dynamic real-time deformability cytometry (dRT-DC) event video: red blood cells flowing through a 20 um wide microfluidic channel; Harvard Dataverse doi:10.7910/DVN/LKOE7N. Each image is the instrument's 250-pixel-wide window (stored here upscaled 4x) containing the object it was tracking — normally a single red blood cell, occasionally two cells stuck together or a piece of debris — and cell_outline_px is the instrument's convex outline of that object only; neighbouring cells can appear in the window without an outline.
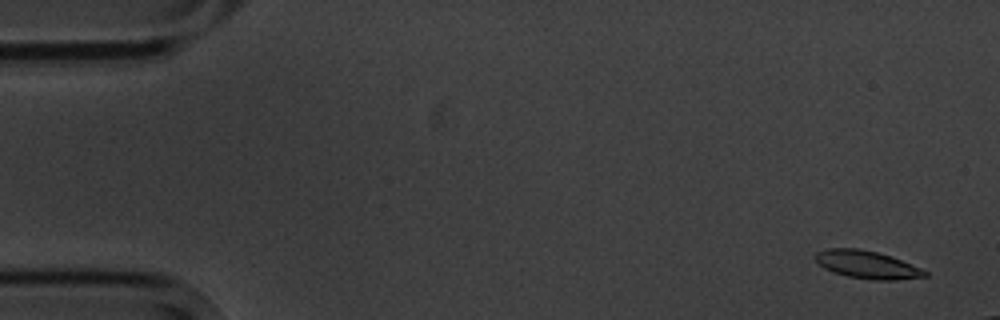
{"species": "common noctule bat (a hibernating species)", "species_latin": "Nyctalus noctula", "temperature_condition": "cold", "stored_images_in_passage": 4, "camera_frame_rate_fps": 3000, "um_per_image_px": 0.085, "animal": {"sex": "male", "body_mass_g": 20.1, "forearm_length_mm": 53.5}, "frame": {"image": 1, "passage_image": 1, "time_ms": 0.0, "image_size_px": [1000, 320], "cell_outline_px": [[928, 276], [896, 280], [872, 280], [848, 276], [832, 272], [824, 268], [816, 260], [816, 252], [828, 248], [860, 248], [876, 252], [900, 260], [920, 268], [928, 272]], "centroid_in_image_um": [73.68, 22.5], "position_along_channel_um": 11.3, "area_um2": 17.51}}